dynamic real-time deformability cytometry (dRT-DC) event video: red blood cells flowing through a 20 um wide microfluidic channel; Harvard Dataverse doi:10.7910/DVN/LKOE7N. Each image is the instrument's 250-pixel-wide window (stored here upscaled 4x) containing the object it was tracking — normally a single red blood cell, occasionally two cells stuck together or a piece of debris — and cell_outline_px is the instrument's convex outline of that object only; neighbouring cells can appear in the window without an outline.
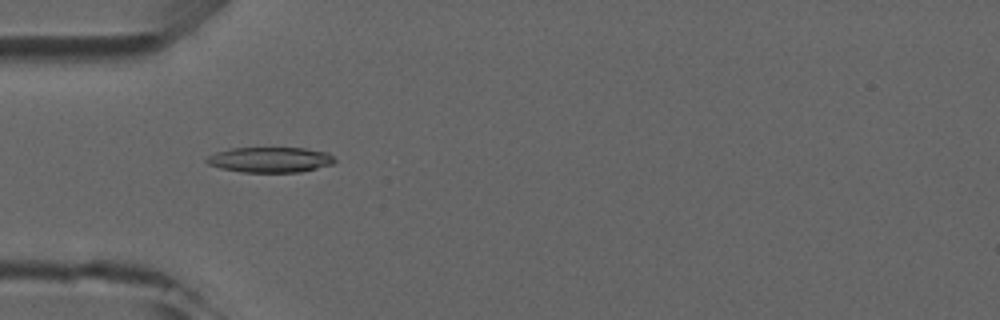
{"species": "common noctule bat (a hibernating species)", "species_latin": "Nyctalus noctula", "temperature_condition": "room temperature", "stored_images_in_passage": 7, "camera_frame_rate_fps": 3000, "um_per_image_px": 0.085, "animal": {"sex": "male", "forearm_length_mm": 52.5}, "frame": {"image": 1, "passage_image": 4, "time_ms": 3.333, "image_size_px": [1000, 320], "cell_outline_px": [[336, 160], [332, 164], [300, 172], [240, 172], [220, 168], [208, 164], [204, 160], [208, 156], [216, 152], [232, 148], [304, 148], [328, 152]], "centroid_in_image_um": [22.94, 13.58], "position_along_channel_um": 62.1, "area_um2": 18.9}}
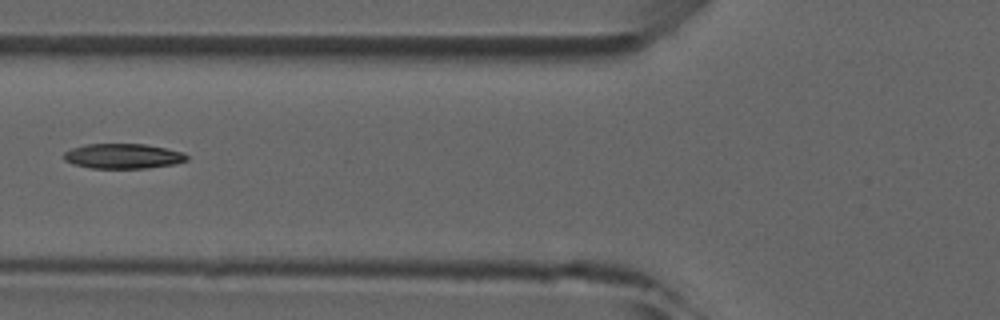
{"frame": {"image": 2, "passage_image": 5, "time_ms": 4.667, "image_size_px": [1000, 320], "cell_outline_px": [[188, 160], [176, 164], [148, 168], [88, 168], [72, 164], [64, 160], [64, 152], [72, 148], [88, 144], [144, 144], [184, 152], [188, 156]], "centroid_in_image_um": [10.46, 13.28], "position_along_channel_um": 115.3, "area_um2": 17.98}}
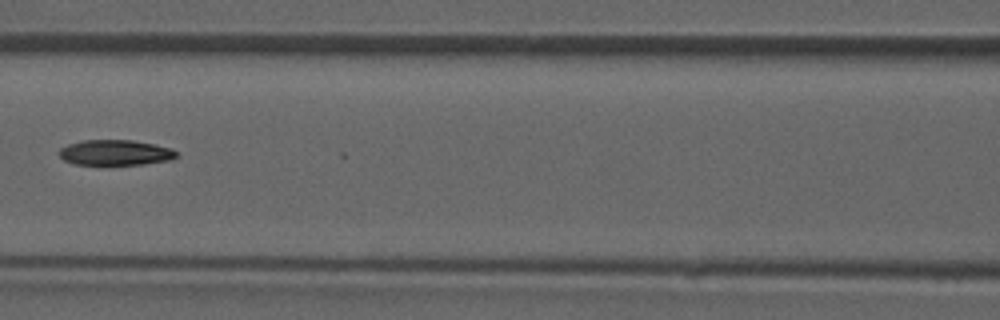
{"frame": {"image": 3, "passage_image": 6, "time_ms": 5.667, "image_size_px": [1000, 320], "cell_outline_px": [[176, 156], [172, 160], [144, 164], [108, 168], [76, 164], [64, 160], [56, 152], [60, 148], [68, 144], [84, 140], [132, 140], [172, 148], [176, 152]], "centroid_in_image_um": [9.76, 13.02], "position_along_channel_um": 156.8, "area_um2": 18.26}}